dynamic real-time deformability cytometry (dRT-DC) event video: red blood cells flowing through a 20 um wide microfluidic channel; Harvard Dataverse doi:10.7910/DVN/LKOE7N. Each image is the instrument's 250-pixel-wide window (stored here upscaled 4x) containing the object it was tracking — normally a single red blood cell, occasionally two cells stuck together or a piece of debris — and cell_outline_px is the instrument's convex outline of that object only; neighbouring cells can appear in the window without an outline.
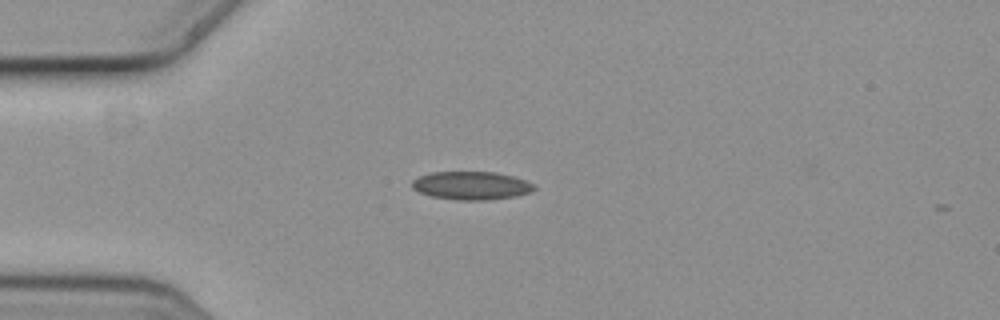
{"species": "common noctule bat (a hibernating species)", "species_latin": "Nyctalus noctula", "temperature_condition": "cold", "stored_images_in_passage": 5, "camera_frame_rate_fps": 3000, "um_per_image_px": 0.085, "animal": {"sex": "female", "body_mass_g": 19.3, "forearm_length_mm": 54.1}, "frame": {"image": 1, "passage_image": 4, "time_ms": 1.0, "image_size_px": [1000, 320], "cell_outline_px": [[536, 188], [532, 192], [516, 196], [488, 200], [456, 200], [432, 196], [420, 192], [412, 188], [412, 180], [420, 176], [432, 172], [496, 172], [512, 176], [524, 180], [532, 184]], "centroid_in_image_um": [40.07, 15.78], "position_along_channel_um": 44.9, "area_um2": 20.0}}